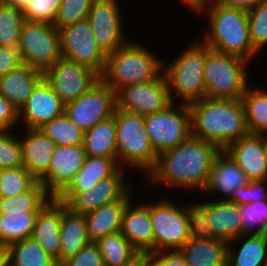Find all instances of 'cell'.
Instances as JSON below:
<instances>
[{"label": "cell", "mask_w": 267, "mask_h": 266, "mask_svg": "<svg viewBox=\"0 0 267 266\" xmlns=\"http://www.w3.org/2000/svg\"><path fill=\"white\" fill-rule=\"evenodd\" d=\"M221 150L214 144L190 136L176 147L157 155L147 174L149 184L205 190L215 157Z\"/></svg>", "instance_id": "cell-1"}, {"label": "cell", "mask_w": 267, "mask_h": 266, "mask_svg": "<svg viewBox=\"0 0 267 266\" xmlns=\"http://www.w3.org/2000/svg\"><path fill=\"white\" fill-rule=\"evenodd\" d=\"M188 107L191 136L212 143L220 150L249 134L241 99L204 97Z\"/></svg>", "instance_id": "cell-2"}, {"label": "cell", "mask_w": 267, "mask_h": 266, "mask_svg": "<svg viewBox=\"0 0 267 266\" xmlns=\"http://www.w3.org/2000/svg\"><path fill=\"white\" fill-rule=\"evenodd\" d=\"M205 12L210 26L201 41L210 49L239 56L249 62L259 54L250 40L247 11L211 0L199 14Z\"/></svg>", "instance_id": "cell-3"}, {"label": "cell", "mask_w": 267, "mask_h": 266, "mask_svg": "<svg viewBox=\"0 0 267 266\" xmlns=\"http://www.w3.org/2000/svg\"><path fill=\"white\" fill-rule=\"evenodd\" d=\"M138 42H128L106 55L100 79L115 93L131 84L156 80L163 73V59Z\"/></svg>", "instance_id": "cell-4"}, {"label": "cell", "mask_w": 267, "mask_h": 266, "mask_svg": "<svg viewBox=\"0 0 267 266\" xmlns=\"http://www.w3.org/2000/svg\"><path fill=\"white\" fill-rule=\"evenodd\" d=\"M181 53L168 66L163 60V75L172 103L177 97L181 104L189 105L206 97L203 76L206 44L197 39Z\"/></svg>", "instance_id": "cell-5"}, {"label": "cell", "mask_w": 267, "mask_h": 266, "mask_svg": "<svg viewBox=\"0 0 267 266\" xmlns=\"http://www.w3.org/2000/svg\"><path fill=\"white\" fill-rule=\"evenodd\" d=\"M117 162L121 168L143 170L148 174L155 166L154 151L145 127L144 116L115 109Z\"/></svg>", "instance_id": "cell-6"}, {"label": "cell", "mask_w": 267, "mask_h": 266, "mask_svg": "<svg viewBox=\"0 0 267 266\" xmlns=\"http://www.w3.org/2000/svg\"><path fill=\"white\" fill-rule=\"evenodd\" d=\"M249 61L242 57L210 49L206 45L204 81L206 97L212 99H241L250 86ZM249 84V85H248Z\"/></svg>", "instance_id": "cell-7"}, {"label": "cell", "mask_w": 267, "mask_h": 266, "mask_svg": "<svg viewBox=\"0 0 267 266\" xmlns=\"http://www.w3.org/2000/svg\"><path fill=\"white\" fill-rule=\"evenodd\" d=\"M149 212L154 233V252L179 251L190 239L188 218L184 204L169 198L149 201Z\"/></svg>", "instance_id": "cell-8"}, {"label": "cell", "mask_w": 267, "mask_h": 266, "mask_svg": "<svg viewBox=\"0 0 267 266\" xmlns=\"http://www.w3.org/2000/svg\"><path fill=\"white\" fill-rule=\"evenodd\" d=\"M18 45L24 63L43 73L62 57L59 30L53 24L25 21Z\"/></svg>", "instance_id": "cell-9"}, {"label": "cell", "mask_w": 267, "mask_h": 266, "mask_svg": "<svg viewBox=\"0 0 267 266\" xmlns=\"http://www.w3.org/2000/svg\"><path fill=\"white\" fill-rule=\"evenodd\" d=\"M176 105L171 103L162 111L144 116L146 130L157 155L191 136L189 107L181 103Z\"/></svg>", "instance_id": "cell-10"}, {"label": "cell", "mask_w": 267, "mask_h": 266, "mask_svg": "<svg viewBox=\"0 0 267 266\" xmlns=\"http://www.w3.org/2000/svg\"><path fill=\"white\" fill-rule=\"evenodd\" d=\"M116 93L101 79L76 100L65 104L64 113L86 131L114 115Z\"/></svg>", "instance_id": "cell-11"}, {"label": "cell", "mask_w": 267, "mask_h": 266, "mask_svg": "<svg viewBox=\"0 0 267 266\" xmlns=\"http://www.w3.org/2000/svg\"><path fill=\"white\" fill-rule=\"evenodd\" d=\"M59 34L63 58L102 74L106 55L97 46L87 18L59 29Z\"/></svg>", "instance_id": "cell-12"}, {"label": "cell", "mask_w": 267, "mask_h": 266, "mask_svg": "<svg viewBox=\"0 0 267 266\" xmlns=\"http://www.w3.org/2000/svg\"><path fill=\"white\" fill-rule=\"evenodd\" d=\"M43 77L64 104L76 100L100 80V75L91 68L63 57Z\"/></svg>", "instance_id": "cell-13"}, {"label": "cell", "mask_w": 267, "mask_h": 266, "mask_svg": "<svg viewBox=\"0 0 267 266\" xmlns=\"http://www.w3.org/2000/svg\"><path fill=\"white\" fill-rule=\"evenodd\" d=\"M172 103L163 73L142 84H131L116 92V108L146 116L166 109Z\"/></svg>", "instance_id": "cell-14"}, {"label": "cell", "mask_w": 267, "mask_h": 266, "mask_svg": "<svg viewBox=\"0 0 267 266\" xmlns=\"http://www.w3.org/2000/svg\"><path fill=\"white\" fill-rule=\"evenodd\" d=\"M119 0H95L88 13L97 46L105 55L115 52L128 43L124 38ZM119 5V6H118Z\"/></svg>", "instance_id": "cell-15"}, {"label": "cell", "mask_w": 267, "mask_h": 266, "mask_svg": "<svg viewBox=\"0 0 267 266\" xmlns=\"http://www.w3.org/2000/svg\"><path fill=\"white\" fill-rule=\"evenodd\" d=\"M86 159L83 145L55 146L47 174L39 181L51 197H58L73 181Z\"/></svg>", "instance_id": "cell-16"}, {"label": "cell", "mask_w": 267, "mask_h": 266, "mask_svg": "<svg viewBox=\"0 0 267 266\" xmlns=\"http://www.w3.org/2000/svg\"><path fill=\"white\" fill-rule=\"evenodd\" d=\"M124 168L101 180L91 190L76 194L66 206L75 213L86 215L97 208L118 200H132V183L126 182Z\"/></svg>", "instance_id": "cell-17"}, {"label": "cell", "mask_w": 267, "mask_h": 266, "mask_svg": "<svg viewBox=\"0 0 267 266\" xmlns=\"http://www.w3.org/2000/svg\"><path fill=\"white\" fill-rule=\"evenodd\" d=\"M267 135L251 134L230 143L226 152L243 170L249 181L267 180Z\"/></svg>", "instance_id": "cell-18"}, {"label": "cell", "mask_w": 267, "mask_h": 266, "mask_svg": "<svg viewBox=\"0 0 267 266\" xmlns=\"http://www.w3.org/2000/svg\"><path fill=\"white\" fill-rule=\"evenodd\" d=\"M64 110L65 104L43 79L18 111V121L19 124L24 122V129H39L43 124L63 115Z\"/></svg>", "instance_id": "cell-19"}, {"label": "cell", "mask_w": 267, "mask_h": 266, "mask_svg": "<svg viewBox=\"0 0 267 266\" xmlns=\"http://www.w3.org/2000/svg\"><path fill=\"white\" fill-rule=\"evenodd\" d=\"M133 202L132 199L126 205L120 232L140 254L154 252V233L149 202L137 204L135 207Z\"/></svg>", "instance_id": "cell-20"}, {"label": "cell", "mask_w": 267, "mask_h": 266, "mask_svg": "<svg viewBox=\"0 0 267 266\" xmlns=\"http://www.w3.org/2000/svg\"><path fill=\"white\" fill-rule=\"evenodd\" d=\"M120 168L117 157L86 156L80 171L57 198L67 204L76 194L91 190L101 180L114 175Z\"/></svg>", "instance_id": "cell-21"}, {"label": "cell", "mask_w": 267, "mask_h": 266, "mask_svg": "<svg viewBox=\"0 0 267 266\" xmlns=\"http://www.w3.org/2000/svg\"><path fill=\"white\" fill-rule=\"evenodd\" d=\"M249 183L246 174L238 164L223 150L215 157L204 194L222 193L217 201H229L233 192ZM210 193V194H209Z\"/></svg>", "instance_id": "cell-22"}, {"label": "cell", "mask_w": 267, "mask_h": 266, "mask_svg": "<svg viewBox=\"0 0 267 266\" xmlns=\"http://www.w3.org/2000/svg\"><path fill=\"white\" fill-rule=\"evenodd\" d=\"M22 147V167L37 181H40L48 171L55 143L39 129H25Z\"/></svg>", "instance_id": "cell-23"}, {"label": "cell", "mask_w": 267, "mask_h": 266, "mask_svg": "<svg viewBox=\"0 0 267 266\" xmlns=\"http://www.w3.org/2000/svg\"><path fill=\"white\" fill-rule=\"evenodd\" d=\"M61 221L62 202L58 198L52 197L39 211L31 237L55 259L60 256Z\"/></svg>", "instance_id": "cell-24"}, {"label": "cell", "mask_w": 267, "mask_h": 266, "mask_svg": "<svg viewBox=\"0 0 267 266\" xmlns=\"http://www.w3.org/2000/svg\"><path fill=\"white\" fill-rule=\"evenodd\" d=\"M43 79V72L26 64L20 65L0 77V95L19 111Z\"/></svg>", "instance_id": "cell-25"}, {"label": "cell", "mask_w": 267, "mask_h": 266, "mask_svg": "<svg viewBox=\"0 0 267 266\" xmlns=\"http://www.w3.org/2000/svg\"><path fill=\"white\" fill-rule=\"evenodd\" d=\"M206 212L214 239L229 243L244 235L238 205L229 201L208 200Z\"/></svg>", "instance_id": "cell-26"}, {"label": "cell", "mask_w": 267, "mask_h": 266, "mask_svg": "<svg viewBox=\"0 0 267 266\" xmlns=\"http://www.w3.org/2000/svg\"><path fill=\"white\" fill-rule=\"evenodd\" d=\"M59 235L61 248L60 256L56 260L61 265L90 243L87 237L85 215L73 212L66 204L62 203V221Z\"/></svg>", "instance_id": "cell-27"}, {"label": "cell", "mask_w": 267, "mask_h": 266, "mask_svg": "<svg viewBox=\"0 0 267 266\" xmlns=\"http://www.w3.org/2000/svg\"><path fill=\"white\" fill-rule=\"evenodd\" d=\"M188 266H227L228 243L190 238L178 251Z\"/></svg>", "instance_id": "cell-28"}, {"label": "cell", "mask_w": 267, "mask_h": 266, "mask_svg": "<svg viewBox=\"0 0 267 266\" xmlns=\"http://www.w3.org/2000/svg\"><path fill=\"white\" fill-rule=\"evenodd\" d=\"M131 200H118L105 204L85 215L87 237L90 242L120 232L126 205Z\"/></svg>", "instance_id": "cell-29"}, {"label": "cell", "mask_w": 267, "mask_h": 266, "mask_svg": "<svg viewBox=\"0 0 267 266\" xmlns=\"http://www.w3.org/2000/svg\"><path fill=\"white\" fill-rule=\"evenodd\" d=\"M242 242L235 252L231 245ZM227 266H267V234L241 235L228 243Z\"/></svg>", "instance_id": "cell-30"}, {"label": "cell", "mask_w": 267, "mask_h": 266, "mask_svg": "<svg viewBox=\"0 0 267 266\" xmlns=\"http://www.w3.org/2000/svg\"><path fill=\"white\" fill-rule=\"evenodd\" d=\"M83 147L86 156L117 157L115 117L111 116L84 131Z\"/></svg>", "instance_id": "cell-31"}, {"label": "cell", "mask_w": 267, "mask_h": 266, "mask_svg": "<svg viewBox=\"0 0 267 266\" xmlns=\"http://www.w3.org/2000/svg\"><path fill=\"white\" fill-rule=\"evenodd\" d=\"M38 213H0V245L8 247L31 238Z\"/></svg>", "instance_id": "cell-32"}, {"label": "cell", "mask_w": 267, "mask_h": 266, "mask_svg": "<svg viewBox=\"0 0 267 266\" xmlns=\"http://www.w3.org/2000/svg\"><path fill=\"white\" fill-rule=\"evenodd\" d=\"M9 266H60L34 239L28 238L7 247Z\"/></svg>", "instance_id": "cell-33"}, {"label": "cell", "mask_w": 267, "mask_h": 266, "mask_svg": "<svg viewBox=\"0 0 267 266\" xmlns=\"http://www.w3.org/2000/svg\"><path fill=\"white\" fill-rule=\"evenodd\" d=\"M249 133L267 135V91L248 88L241 97Z\"/></svg>", "instance_id": "cell-34"}, {"label": "cell", "mask_w": 267, "mask_h": 266, "mask_svg": "<svg viewBox=\"0 0 267 266\" xmlns=\"http://www.w3.org/2000/svg\"><path fill=\"white\" fill-rule=\"evenodd\" d=\"M52 197L36 181L27 191L0 200V213L39 212Z\"/></svg>", "instance_id": "cell-35"}, {"label": "cell", "mask_w": 267, "mask_h": 266, "mask_svg": "<svg viewBox=\"0 0 267 266\" xmlns=\"http://www.w3.org/2000/svg\"><path fill=\"white\" fill-rule=\"evenodd\" d=\"M95 243L103 256L105 266H123L140 254L121 232L106 235Z\"/></svg>", "instance_id": "cell-36"}, {"label": "cell", "mask_w": 267, "mask_h": 266, "mask_svg": "<svg viewBox=\"0 0 267 266\" xmlns=\"http://www.w3.org/2000/svg\"><path fill=\"white\" fill-rule=\"evenodd\" d=\"M39 130L57 146L83 145L84 131L77 127L65 113L43 124Z\"/></svg>", "instance_id": "cell-37"}, {"label": "cell", "mask_w": 267, "mask_h": 266, "mask_svg": "<svg viewBox=\"0 0 267 266\" xmlns=\"http://www.w3.org/2000/svg\"><path fill=\"white\" fill-rule=\"evenodd\" d=\"M244 235L267 234V199L239 206Z\"/></svg>", "instance_id": "cell-38"}, {"label": "cell", "mask_w": 267, "mask_h": 266, "mask_svg": "<svg viewBox=\"0 0 267 266\" xmlns=\"http://www.w3.org/2000/svg\"><path fill=\"white\" fill-rule=\"evenodd\" d=\"M25 18L23 12L7 4L0 5V46L18 44Z\"/></svg>", "instance_id": "cell-39"}, {"label": "cell", "mask_w": 267, "mask_h": 266, "mask_svg": "<svg viewBox=\"0 0 267 266\" xmlns=\"http://www.w3.org/2000/svg\"><path fill=\"white\" fill-rule=\"evenodd\" d=\"M247 17L252 46L257 53L261 52L267 46V1L249 10Z\"/></svg>", "instance_id": "cell-40"}, {"label": "cell", "mask_w": 267, "mask_h": 266, "mask_svg": "<svg viewBox=\"0 0 267 266\" xmlns=\"http://www.w3.org/2000/svg\"><path fill=\"white\" fill-rule=\"evenodd\" d=\"M37 180L24 168L2 169L1 186L3 197H14L27 191Z\"/></svg>", "instance_id": "cell-41"}, {"label": "cell", "mask_w": 267, "mask_h": 266, "mask_svg": "<svg viewBox=\"0 0 267 266\" xmlns=\"http://www.w3.org/2000/svg\"><path fill=\"white\" fill-rule=\"evenodd\" d=\"M95 0H62L53 26L58 30L88 17Z\"/></svg>", "instance_id": "cell-42"}, {"label": "cell", "mask_w": 267, "mask_h": 266, "mask_svg": "<svg viewBox=\"0 0 267 266\" xmlns=\"http://www.w3.org/2000/svg\"><path fill=\"white\" fill-rule=\"evenodd\" d=\"M14 130L0 132V169L22 166V147L20 136Z\"/></svg>", "instance_id": "cell-43"}, {"label": "cell", "mask_w": 267, "mask_h": 266, "mask_svg": "<svg viewBox=\"0 0 267 266\" xmlns=\"http://www.w3.org/2000/svg\"><path fill=\"white\" fill-rule=\"evenodd\" d=\"M188 218L189 236L192 239H214L210 232L206 212V202L185 206Z\"/></svg>", "instance_id": "cell-44"}, {"label": "cell", "mask_w": 267, "mask_h": 266, "mask_svg": "<svg viewBox=\"0 0 267 266\" xmlns=\"http://www.w3.org/2000/svg\"><path fill=\"white\" fill-rule=\"evenodd\" d=\"M62 0H29L23 11L25 21L53 24Z\"/></svg>", "instance_id": "cell-45"}, {"label": "cell", "mask_w": 267, "mask_h": 266, "mask_svg": "<svg viewBox=\"0 0 267 266\" xmlns=\"http://www.w3.org/2000/svg\"><path fill=\"white\" fill-rule=\"evenodd\" d=\"M267 180L249 181L247 185L238 187L229 200L238 206L251 202L263 201L267 199Z\"/></svg>", "instance_id": "cell-46"}, {"label": "cell", "mask_w": 267, "mask_h": 266, "mask_svg": "<svg viewBox=\"0 0 267 266\" xmlns=\"http://www.w3.org/2000/svg\"><path fill=\"white\" fill-rule=\"evenodd\" d=\"M60 266H105L103 256L95 242H90Z\"/></svg>", "instance_id": "cell-47"}, {"label": "cell", "mask_w": 267, "mask_h": 266, "mask_svg": "<svg viewBox=\"0 0 267 266\" xmlns=\"http://www.w3.org/2000/svg\"><path fill=\"white\" fill-rule=\"evenodd\" d=\"M24 60L18 44L13 46H0V77L23 65Z\"/></svg>", "instance_id": "cell-48"}, {"label": "cell", "mask_w": 267, "mask_h": 266, "mask_svg": "<svg viewBox=\"0 0 267 266\" xmlns=\"http://www.w3.org/2000/svg\"><path fill=\"white\" fill-rule=\"evenodd\" d=\"M18 125V110L0 95V132L10 131Z\"/></svg>", "instance_id": "cell-49"}, {"label": "cell", "mask_w": 267, "mask_h": 266, "mask_svg": "<svg viewBox=\"0 0 267 266\" xmlns=\"http://www.w3.org/2000/svg\"><path fill=\"white\" fill-rule=\"evenodd\" d=\"M149 266H188L178 251L148 253Z\"/></svg>", "instance_id": "cell-50"}, {"label": "cell", "mask_w": 267, "mask_h": 266, "mask_svg": "<svg viewBox=\"0 0 267 266\" xmlns=\"http://www.w3.org/2000/svg\"><path fill=\"white\" fill-rule=\"evenodd\" d=\"M218 1L225 6L231 8H239L248 12L255 6L259 5L261 2H264L266 0H218Z\"/></svg>", "instance_id": "cell-51"}, {"label": "cell", "mask_w": 267, "mask_h": 266, "mask_svg": "<svg viewBox=\"0 0 267 266\" xmlns=\"http://www.w3.org/2000/svg\"><path fill=\"white\" fill-rule=\"evenodd\" d=\"M185 6L191 8L194 12L199 13L201 12L204 7L211 1V0H181Z\"/></svg>", "instance_id": "cell-52"}, {"label": "cell", "mask_w": 267, "mask_h": 266, "mask_svg": "<svg viewBox=\"0 0 267 266\" xmlns=\"http://www.w3.org/2000/svg\"><path fill=\"white\" fill-rule=\"evenodd\" d=\"M123 266H149L148 265V254H139L129 263Z\"/></svg>", "instance_id": "cell-53"}, {"label": "cell", "mask_w": 267, "mask_h": 266, "mask_svg": "<svg viewBox=\"0 0 267 266\" xmlns=\"http://www.w3.org/2000/svg\"><path fill=\"white\" fill-rule=\"evenodd\" d=\"M4 3L23 12L29 4V0H4Z\"/></svg>", "instance_id": "cell-54"}, {"label": "cell", "mask_w": 267, "mask_h": 266, "mask_svg": "<svg viewBox=\"0 0 267 266\" xmlns=\"http://www.w3.org/2000/svg\"><path fill=\"white\" fill-rule=\"evenodd\" d=\"M7 262V247L0 245V266H5Z\"/></svg>", "instance_id": "cell-55"}, {"label": "cell", "mask_w": 267, "mask_h": 266, "mask_svg": "<svg viewBox=\"0 0 267 266\" xmlns=\"http://www.w3.org/2000/svg\"><path fill=\"white\" fill-rule=\"evenodd\" d=\"M1 173H2V169H0V200L3 198L2 186H1Z\"/></svg>", "instance_id": "cell-56"}, {"label": "cell", "mask_w": 267, "mask_h": 266, "mask_svg": "<svg viewBox=\"0 0 267 266\" xmlns=\"http://www.w3.org/2000/svg\"><path fill=\"white\" fill-rule=\"evenodd\" d=\"M4 4V0H0V5Z\"/></svg>", "instance_id": "cell-57"}, {"label": "cell", "mask_w": 267, "mask_h": 266, "mask_svg": "<svg viewBox=\"0 0 267 266\" xmlns=\"http://www.w3.org/2000/svg\"><path fill=\"white\" fill-rule=\"evenodd\" d=\"M265 160H266V164H267V150H266V157H265Z\"/></svg>", "instance_id": "cell-58"}]
</instances>
